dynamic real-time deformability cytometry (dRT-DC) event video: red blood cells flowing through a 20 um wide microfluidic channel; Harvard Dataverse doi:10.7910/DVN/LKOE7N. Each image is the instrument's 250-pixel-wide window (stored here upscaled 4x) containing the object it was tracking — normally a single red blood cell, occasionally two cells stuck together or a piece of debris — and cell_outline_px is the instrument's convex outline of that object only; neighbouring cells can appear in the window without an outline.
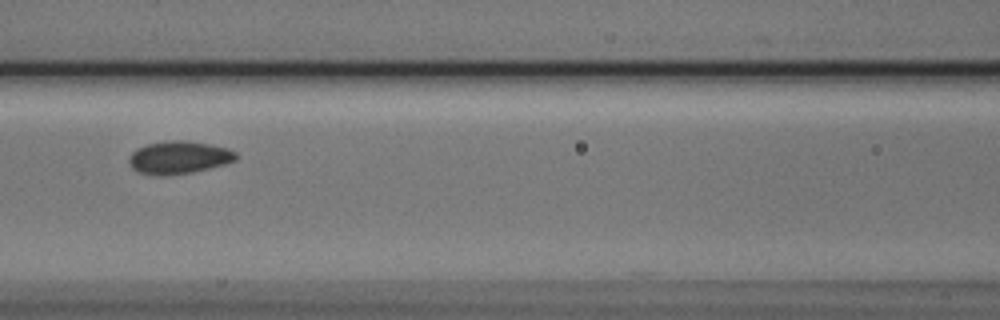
{"species": "Egyptian fruit bat (a non-hibernating species)", "species_latin": "Rousettus aegyptiacus", "temperature_condition": "cold", "stored_images_in_passage": 5, "camera_frame_rate_fps": 3000, "um_per_image_px": 0.085, "animal": {"sex": "male"}, "frame": {"image": 1, "passage_image": 3, "time_ms": 0.667, "image_size_px": [1000, 320], "cell_outline_px": [[236, 160], [224, 164], [192, 172], [160, 176], [140, 172], [132, 168], [128, 160], [132, 152], [136, 148], [148, 144], [172, 140], [188, 140], [212, 144], [228, 148], [236, 152]], "centroid_in_image_um": [15.21, 13.37], "position_along_channel_um": 151.4, "area_um2": 20.35}}
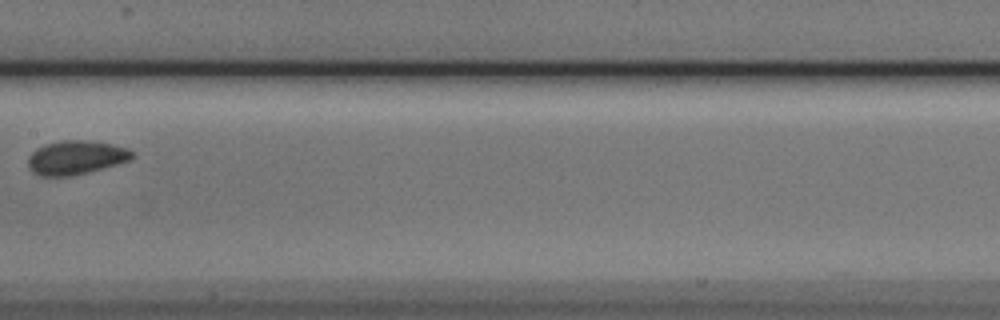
{"frame": {"image": 2, "passage_image": 4, "time_ms": 1.0, "image_size_px": [1000, 320], "cell_outline_px": [[132, 156], [128, 160], [104, 168], [72, 176], [40, 176], [32, 172], [28, 168], [28, 156], [36, 148], [44, 144], [60, 140], [84, 140], [112, 144], [128, 148], [132, 152]], "centroid_in_image_um": [6.39, 13.39], "position_along_channel_um": 201.0, "area_um2": 20.58}}
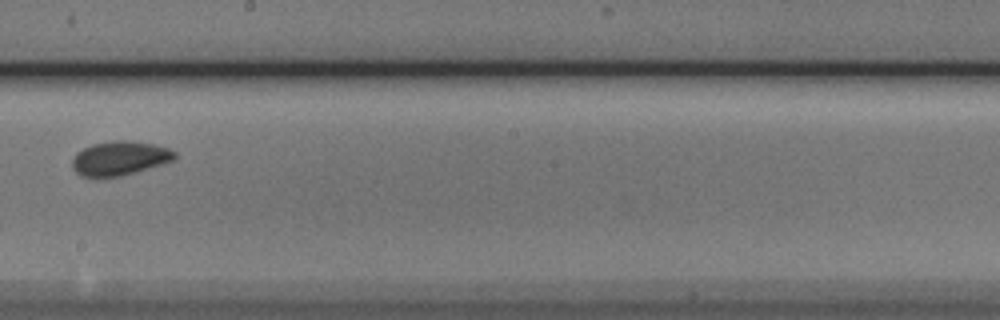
{"frame": {"image": 3, "passage_image": 5, "time_ms": 1.333, "image_size_px": [1000, 320], "cell_outline_px": [[176, 156], [172, 160], [160, 164], [120, 176], [80, 176], [72, 168], [72, 160], [76, 152], [92, 144], [112, 140], [128, 140], [152, 144], [168, 148], [176, 152]], "centroid_in_image_um": [10.13, 13.43], "position_along_channel_um": 238.1, "area_um2": 20.06}}